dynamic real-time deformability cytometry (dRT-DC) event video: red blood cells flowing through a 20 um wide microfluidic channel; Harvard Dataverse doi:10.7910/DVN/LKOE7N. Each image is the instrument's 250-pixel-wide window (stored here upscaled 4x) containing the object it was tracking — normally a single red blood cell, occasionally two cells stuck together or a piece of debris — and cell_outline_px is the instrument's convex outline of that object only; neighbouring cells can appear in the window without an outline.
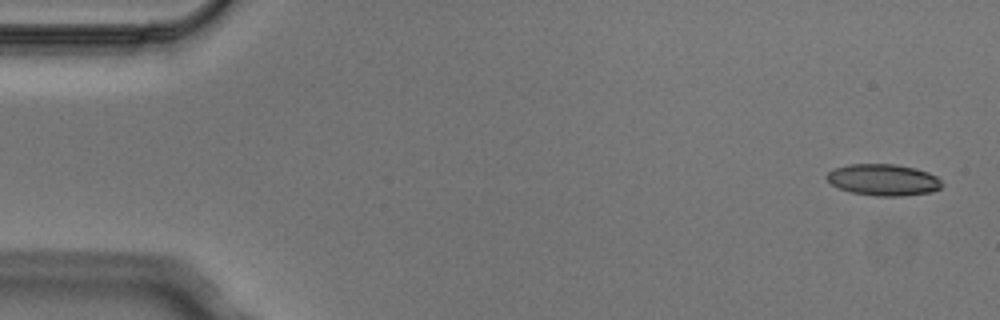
{"species": "Egyptian fruit bat (a non-hibernating species)", "species_latin": "Rousettus aegyptiacus", "temperature_condition": "cold", "stored_images_in_passage": 4, "camera_frame_rate_fps": 3000, "um_per_image_px": 0.085, "animal": {"sex": "male"}, "frame": {"image": 1, "passage_image": 1, "time_ms": 0.0, "image_size_px": [1000, 320], "cell_outline_px": [[944, 184], [940, 188], [932, 192], [900, 196], [876, 196], [852, 192], [840, 188], [832, 184], [824, 176], [832, 168], [848, 164], [896, 164], [916, 168], [928, 172], [936, 176]], "centroid_in_image_um": [75.08, 15.27], "position_along_channel_um": 9.9, "area_um2": 21.27}}
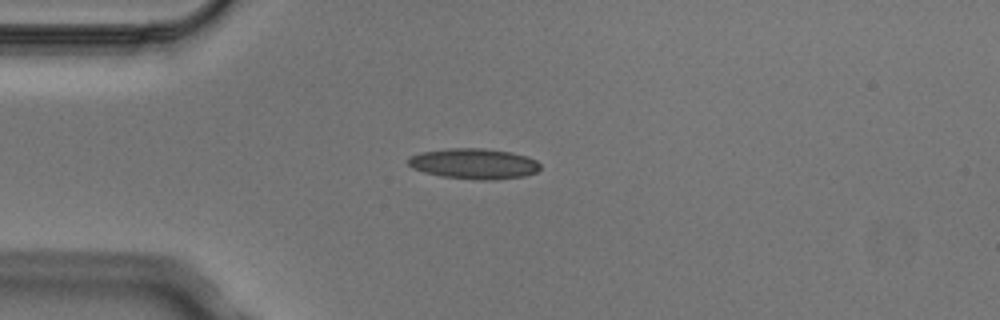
{"frame": {"image": 2, "passage_image": 4, "time_ms": 1.0, "image_size_px": [1000, 320], "cell_outline_px": [[540, 168], [536, 172], [524, 176], [492, 180], [480, 180], [440, 176], [424, 172], [412, 168], [408, 164], [408, 156], [420, 152], [448, 148], [480, 148], [512, 152], [528, 156], [536, 160], [540, 164]], "centroid_in_image_um": [40.27, 13.91], "position_along_channel_um": 44.7, "area_um2": 23.64}}